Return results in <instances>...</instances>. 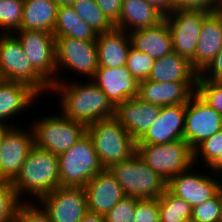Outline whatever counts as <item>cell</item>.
Instances as JSON below:
<instances>
[{"mask_svg": "<svg viewBox=\"0 0 222 222\" xmlns=\"http://www.w3.org/2000/svg\"><path fill=\"white\" fill-rule=\"evenodd\" d=\"M59 4H67L70 3L72 0H57Z\"/></svg>", "mask_w": 222, "mask_h": 222, "instance_id": "7dc6e473", "label": "cell"}, {"mask_svg": "<svg viewBox=\"0 0 222 222\" xmlns=\"http://www.w3.org/2000/svg\"><path fill=\"white\" fill-rule=\"evenodd\" d=\"M186 104L161 107L157 120L136 144H165L183 140Z\"/></svg>", "mask_w": 222, "mask_h": 222, "instance_id": "2e32d148", "label": "cell"}, {"mask_svg": "<svg viewBox=\"0 0 222 222\" xmlns=\"http://www.w3.org/2000/svg\"><path fill=\"white\" fill-rule=\"evenodd\" d=\"M51 222H80L88 212L83 187L59 186L39 202Z\"/></svg>", "mask_w": 222, "mask_h": 222, "instance_id": "4fadbf2b", "label": "cell"}, {"mask_svg": "<svg viewBox=\"0 0 222 222\" xmlns=\"http://www.w3.org/2000/svg\"><path fill=\"white\" fill-rule=\"evenodd\" d=\"M220 222H222V186H221V218Z\"/></svg>", "mask_w": 222, "mask_h": 222, "instance_id": "c3c4849f", "label": "cell"}, {"mask_svg": "<svg viewBox=\"0 0 222 222\" xmlns=\"http://www.w3.org/2000/svg\"><path fill=\"white\" fill-rule=\"evenodd\" d=\"M164 16L145 0H123L116 28L130 32L140 28L157 26Z\"/></svg>", "mask_w": 222, "mask_h": 222, "instance_id": "d4e9b609", "label": "cell"}, {"mask_svg": "<svg viewBox=\"0 0 222 222\" xmlns=\"http://www.w3.org/2000/svg\"><path fill=\"white\" fill-rule=\"evenodd\" d=\"M191 169L188 168L184 172L173 176L167 182V189L179 198H182L188 202L191 207H195L206 200L214 197L222 186L221 176L218 174H200L191 173ZM207 175V176H206ZM212 177H211V176ZM214 176V177H213ZM218 180V181H217Z\"/></svg>", "mask_w": 222, "mask_h": 222, "instance_id": "5bb4252c", "label": "cell"}, {"mask_svg": "<svg viewBox=\"0 0 222 222\" xmlns=\"http://www.w3.org/2000/svg\"><path fill=\"white\" fill-rule=\"evenodd\" d=\"M209 13L190 9L175 10L164 17L169 25L173 52L189 61L195 56L201 26Z\"/></svg>", "mask_w": 222, "mask_h": 222, "instance_id": "7c38bea8", "label": "cell"}, {"mask_svg": "<svg viewBox=\"0 0 222 222\" xmlns=\"http://www.w3.org/2000/svg\"><path fill=\"white\" fill-rule=\"evenodd\" d=\"M23 52L34 70L50 85L59 80L56 75L55 37L53 33L35 30H18Z\"/></svg>", "mask_w": 222, "mask_h": 222, "instance_id": "9c48e42d", "label": "cell"}, {"mask_svg": "<svg viewBox=\"0 0 222 222\" xmlns=\"http://www.w3.org/2000/svg\"><path fill=\"white\" fill-rule=\"evenodd\" d=\"M191 218L196 222H220L221 188L214 197L193 207Z\"/></svg>", "mask_w": 222, "mask_h": 222, "instance_id": "e575fe53", "label": "cell"}, {"mask_svg": "<svg viewBox=\"0 0 222 222\" xmlns=\"http://www.w3.org/2000/svg\"><path fill=\"white\" fill-rule=\"evenodd\" d=\"M196 93L222 115V81L204 80L198 75Z\"/></svg>", "mask_w": 222, "mask_h": 222, "instance_id": "d6a6232c", "label": "cell"}, {"mask_svg": "<svg viewBox=\"0 0 222 222\" xmlns=\"http://www.w3.org/2000/svg\"><path fill=\"white\" fill-rule=\"evenodd\" d=\"M10 183L21 202L23 195L39 201L60 186L58 156L34 145Z\"/></svg>", "mask_w": 222, "mask_h": 222, "instance_id": "7a4b0ae2", "label": "cell"}, {"mask_svg": "<svg viewBox=\"0 0 222 222\" xmlns=\"http://www.w3.org/2000/svg\"><path fill=\"white\" fill-rule=\"evenodd\" d=\"M222 152V130L204 140L193 150V163L199 161V158L207 167ZM200 156V157H199Z\"/></svg>", "mask_w": 222, "mask_h": 222, "instance_id": "d590c367", "label": "cell"}, {"mask_svg": "<svg viewBox=\"0 0 222 222\" xmlns=\"http://www.w3.org/2000/svg\"><path fill=\"white\" fill-rule=\"evenodd\" d=\"M59 5L57 0H24L21 30L53 33Z\"/></svg>", "mask_w": 222, "mask_h": 222, "instance_id": "4316f807", "label": "cell"}, {"mask_svg": "<svg viewBox=\"0 0 222 222\" xmlns=\"http://www.w3.org/2000/svg\"><path fill=\"white\" fill-rule=\"evenodd\" d=\"M123 189L125 196L138 200L157 199L167 189V182L136 153L128 160L108 168Z\"/></svg>", "mask_w": 222, "mask_h": 222, "instance_id": "277c9868", "label": "cell"}, {"mask_svg": "<svg viewBox=\"0 0 222 222\" xmlns=\"http://www.w3.org/2000/svg\"><path fill=\"white\" fill-rule=\"evenodd\" d=\"M56 73L60 69L79 72L93 79L98 64L96 41H86L71 37H55Z\"/></svg>", "mask_w": 222, "mask_h": 222, "instance_id": "30bf717a", "label": "cell"}, {"mask_svg": "<svg viewBox=\"0 0 222 222\" xmlns=\"http://www.w3.org/2000/svg\"><path fill=\"white\" fill-rule=\"evenodd\" d=\"M21 203L11 183L0 181V222H15Z\"/></svg>", "mask_w": 222, "mask_h": 222, "instance_id": "836d02e7", "label": "cell"}, {"mask_svg": "<svg viewBox=\"0 0 222 222\" xmlns=\"http://www.w3.org/2000/svg\"><path fill=\"white\" fill-rule=\"evenodd\" d=\"M222 130V115L196 92L186 104L183 140L194 150L200 143Z\"/></svg>", "mask_w": 222, "mask_h": 222, "instance_id": "8fae6325", "label": "cell"}, {"mask_svg": "<svg viewBox=\"0 0 222 222\" xmlns=\"http://www.w3.org/2000/svg\"><path fill=\"white\" fill-rule=\"evenodd\" d=\"M88 212L106 215L125 196L109 169H104L84 187Z\"/></svg>", "mask_w": 222, "mask_h": 222, "instance_id": "e0dca14e", "label": "cell"}, {"mask_svg": "<svg viewBox=\"0 0 222 222\" xmlns=\"http://www.w3.org/2000/svg\"><path fill=\"white\" fill-rule=\"evenodd\" d=\"M69 4L97 34L110 31L115 27L98 7L95 0H72Z\"/></svg>", "mask_w": 222, "mask_h": 222, "instance_id": "f1b7e54d", "label": "cell"}, {"mask_svg": "<svg viewBox=\"0 0 222 222\" xmlns=\"http://www.w3.org/2000/svg\"><path fill=\"white\" fill-rule=\"evenodd\" d=\"M60 186L84 187L105 168L86 133L69 150L58 156Z\"/></svg>", "mask_w": 222, "mask_h": 222, "instance_id": "5b68a950", "label": "cell"}, {"mask_svg": "<svg viewBox=\"0 0 222 222\" xmlns=\"http://www.w3.org/2000/svg\"><path fill=\"white\" fill-rule=\"evenodd\" d=\"M160 222H182L190 219L191 205L168 189L158 198Z\"/></svg>", "mask_w": 222, "mask_h": 222, "instance_id": "f546056e", "label": "cell"}, {"mask_svg": "<svg viewBox=\"0 0 222 222\" xmlns=\"http://www.w3.org/2000/svg\"><path fill=\"white\" fill-rule=\"evenodd\" d=\"M86 133L105 169L130 159L136 153V141L115 117L92 123L87 126Z\"/></svg>", "mask_w": 222, "mask_h": 222, "instance_id": "3957f363", "label": "cell"}, {"mask_svg": "<svg viewBox=\"0 0 222 222\" xmlns=\"http://www.w3.org/2000/svg\"><path fill=\"white\" fill-rule=\"evenodd\" d=\"M134 217V222H160L158 198L138 200Z\"/></svg>", "mask_w": 222, "mask_h": 222, "instance_id": "f35d334b", "label": "cell"}, {"mask_svg": "<svg viewBox=\"0 0 222 222\" xmlns=\"http://www.w3.org/2000/svg\"><path fill=\"white\" fill-rule=\"evenodd\" d=\"M209 167V168H208ZM208 169H212L209 173L222 174V152L207 166Z\"/></svg>", "mask_w": 222, "mask_h": 222, "instance_id": "ee69618b", "label": "cell"}, {"mask_svg": "<svg viewBox=\"0 0 222 222\" xmlns=\"http://www.w3.org/2000/svg\"><path fill=\"white\" fill-rule=\"evenodd\" d=\"M131 46L155 60L173 52L169 25L164 19L157 26L129 32Z\"/></svg>", "mask_w": 222, "mask_h": 222, "instance_id": "7402d4cb", "label": "cell"}, {"mask_svg": "<svg viewBox=\"0 0 222 222\" xmlns=\"http://www.w3.org/2000/svg\"><path fill=\"white\" fill-rule=\"evenodd\" d=\"M99 67L118 68L126 66L131 40L129 33L114 27L98 34L96 39Z\"/></svg>", "mask_w": 222, "mask_h": 222, "instance_id": "603a6c76", "label": "cell"}, {"mask_svg": "<svg viewBox=\"0 0 222 222\" xmlns=\"http://www.w3.org/2000/svg\"><path fill=\"white\" fill-rule=\"evenodd\" d=\"M24 0H0V29L2 34L21 30Z\"/></svg>", "mask_w": 222, "mask_h": 222, "instance_id": "4dcf8cb0", "label": "cell"}, {"mask_svg": "<svg viewBox=\"0 0 222 222\" xmlns=\"http://www.w3.org/2000/svg\"><path fill=\"white\" fill-rule=\"evenodd\" d=\"M53 35L54 37H71L86 41H96L98 36L69 3L59 5Z\"/></svg>", "mask_w": 222, "mask_h": 222, "instance_id": "83f0119b", "label": "cell"}, {"mask_svg": "<svg viewBox=\"0 0 222 222\" xmlns=\"http://www.w3.org/2000/svg\"><path fill=\"white\" fill-rule=\"evenodd\" d=\"M0 36L1 79L28 85L38 95L51 91V86L30 65L17 36L2 33Z\"/></svg>", "mask_w": 222, "mask_h": 222, "instance_id": "52a82bcc", "label": "cell"}, {"mask_svg": "<svg viewBox=\"0 0 222 222\" xmlns=\"http://www.w3.org/2000/svg\"><path fill=\"white\" fill-rule=\"evenodd\" d=\"M25 201L18 207L15 222H51L49 215L42 207L38 206L36 208L35 202L32 205L33 203H29V200Z\"/></svg>", "mask_w": 222, "mask_h": 222, "instance_id": "74e56055", "label": "cell"}, {"mask_svg": "<svg viewBox=\"0 0 222 222\" xmlns=\"http://www.w3.org/2000/svg\"><path fill=\"white\" fill-rule=\"evenodd\" d=\"M59 115V116H58ZM41 117L31 126L34 145L59 156L86 134L87 127L61 114Z\"/></svg>", "mask_w": 222, "mask_h": 222, "instance_id": "8992f818", "label": "cell"}, {"mask_svg": "<svg viewBox=\"0 0 222 222\" xmlns=\"http://www.w3.org/2000/svg\"><path fill=\"white\" fill-rule=\"evenodd\" d=\"M182 222H196V221L194 219L190 218V219L184 220Z\"/></svg>", "mask_w": 222, "mask_h": 222, "instance_id": "681fc988", "label": "cell"}, {"mask_svg": "<svg viewBox=\"0 0 222 222\" xmlns=\"http://www.w3.org/2000/svg\"><path fill=\"white\" fill-rule=\"evenodd\" d=\"M138 199L124 196L105 216L106 222H134Z\"/></svg>", "mask_w": 222, "mask_h": 222, "instance_id": "8d00e7d4", "label": "cell"}, {"mask_svg": "<svg viewBox=\"0 0 222 222\" xmlns=\"http://www.w3.org/2000/svg\"><path fill=\"white\" fill-rule=\"evenodd\" d=\"M197 82L139 81L138 97L160 107L187 104L196 92Z\"/></svg>", "mask_w": 222, "mask_h": 222, "instance_id": "ffe728a7", "label": "cell"}, {"mask_svg": "<svg viewBox=\"0 0 222 222\" xmlns=\"http://www.w3.org/2000/svg\"><path fill=\"white\" fill-rule=\"evenodd\" d=\"M38 94L28 85L19 82L0 81V124L8 127L9 118L28 110ZM14 116V117H13ZM5 122V123H4Z\"/></svg>", "mask_w": 222, "mask_h": 222, "instance_id": "cb8c5ba5", "label": "cell"}, {"mask_svg": "<svg viewBox=\"0 0 222 222\" xmlns=\"http://www.w3.org/2000/svg\"><path fill=\"white\" fill-rule=\"evenodd\" d=\"M154 63L153 57L130 46L126 67L138 82L148 79Z\"/></svg>", "mask_w": 222, "mask_h": 222, "instance_id": "1f68e13d", "label": "cell"}, {"mask_svg": "<svg viewBox=\"0 0 222 222\" xmlns=\"http://www.w3.org/2000/svg\"><path fill=\"white\" fill-rule=\"evenodd\" d=\"M204 80L222 81V47L210 65L200 74Z\"/></svg>", "mask_w": 222, "mask_h": 222, "instance_id": "b9f144b4", "label": "cell"}, {"mask_svg": "<svg viewBox=\"0 0 222 222\" xmlns=\"http://www.w3.org/2000/svg\"><path fill=\"white\" fill-rule=\"evenodd\" d=\"M95 2L113 24L119 20L123 0H95Z\"/></svg>", "mask_w": 222, "mask_h": 222, "instance_id": "60d3db41", "label": "cell"}, {"mask_svg": "<svg viewBox=\"0 0 222 222\" xmlns=\"http://www.w3.org/2000/svg\"><path fill=\"white\" fill-rule=\"evenodd\" d=\"M222 47V10L210 12L203 20L192 68L200 75Z\"/></svg>", "mask_w": 222, "mask_h": 222, "instance_id": "44dd1931", "label": "cell"}, {"mask_svg": "<svg viewBox=\"0 0 222 222\" xmlns=\"http://www.w3.org/2000/svg\"><path fill=\"white\" fill-rule=\"evenodd\" d=\"M52 90L60 93L61 114L86 127L115 115V107L93 80L84 84H70L61 78L51 86Z\"/></svg>", "mask_w": 222, "mask_h": 222, "instance_id": "6da1fadb", "label": "cell"}, {"mask_svg": "<svg viewBox=\"0 0 222 222\" xmlns=\"http://www.w3.org/2000/svg\"><path fill=\"white\" fill-rule=\"evenodd\" d=\"M198 75L188 59L172 52L155 60L148 79L158 82H197Z\"/></svg>", "mask_w": 222, "mask_h": 222, "instance_id": "484cf974", "label": "cell"}, {"mask_svg": "<svg viewBox=\"0 0 222 222\" xmlns=\"http://www.w3.org/2000/svg\"><path fill=\"white\" fill-rule=\"evenodd\" d=\"M155 7L164 17L174 11V0H145Z\"/></svg>", "mask_w": 222, "mask_h": 222, "instance_id": "7bdbcfd3", "label": "cell"}, {"mask_svg": "<svg viewBox=\"0 0 222 222\" xmlns=\"http://www.w3.org/2000/svg\"><path fill=\"white\" fill-rule=\"evenodd\" d=\"M92 80L114 107L130 98L138 97L139 82L126 66L99 67Z\"/></svg>", "mask_w": 222, "mask_h": 222, "instance_id": "ac0fdd59", "label": "cell"}, {"mask_svg": "<svg viewBox=\"0 0 222 222\" xmlns=\"http://www.w3.org/2000/svg\"><path fill=\"white\" fill-rule=\"evenodd\" d=\"M8 128H9L8 126L0 124V147H1L2 139L4 137V133Z\"/></svg>", "mask_w": 222, "mask_h": 222, "instance_id": "bcb514c9", "label": "cell"}, {"mask_svg": "<svg viewBox=\"0 0 222 222\" xmlns=\"http://www.w3.org/2000/svg\"><path fill=\"white\" fill-rule=\"evenodd\" d=\"M161 107L142 101L139 97L130 98L115 107L114 117L137 142L157 120Z\"/></svg>", "mask_w": 222, "mask_h": 222, "instance_id": "d6986e66", "label": "cell"}, {"mask_svg": "<svg viewBox=\"0 0 222 222\" xmlns=\"http://www.w3.org/2000/svg\"><path fill=\"white\" fill-rule=\"evenodd\" d=\"M201 10L214 12L222 9V0H174L175 10Z\"/></svg>", "mask_w": 222, "mask_h": 222, "instance_id": "ab89813d", "label": "cell"}, {"mask_svg": "<svg viewBox=\"0 0 222 222\" xmlns=\"http://www.w3.org/2000/svg\"><path fill=\"white\" fill-rule=\"evenodd\" d=\"M33 146L32 128L26 132L13 126L5 131L0 147L1 182H11L16 177Z\"/></svg>", "mask_w": 222, "mask_h": 222, "instance_id": "9a60e30c", "label": "cell"}, {"mask_svg": "<svg viewBox=\"0 0 222 222\" xmlns=\"http://www.w3.org/2000/svg\"><path fill=\"white\" fill-rule=\"evenodd\" d=\"M136 154L166 182L193 163V150L184 140L165 144H136Z\"/></svg>", "mask_w": 222, "mask_h": 222, "instance_id": "ba28073f", "label": "cell"}, {"mask_svg": "<svg viewBox=\"0 0 222 222\" xmlns=\"http://www.w3.org/2000/svg\"><path fill=\"white\" fill-rule=\"evenodd\" d=\"M80 222H106L105 216L87 212Z\"/></svg>", "mask_w": 222, "mask_h": 222, "instance_id": "f6af8a7d", "label": "cell"}]
</instances>
